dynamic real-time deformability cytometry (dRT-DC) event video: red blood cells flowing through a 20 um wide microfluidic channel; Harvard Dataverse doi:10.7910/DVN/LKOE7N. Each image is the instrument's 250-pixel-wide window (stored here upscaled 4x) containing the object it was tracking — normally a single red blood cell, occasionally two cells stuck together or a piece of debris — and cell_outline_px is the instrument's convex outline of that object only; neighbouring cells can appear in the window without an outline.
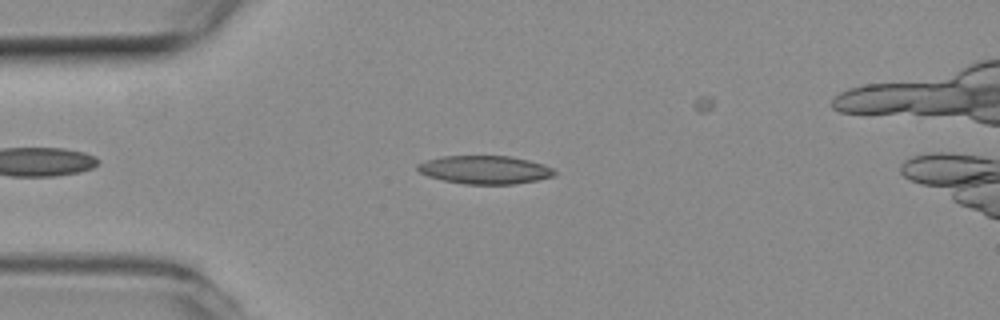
{"species": "common noctule bat (a hibernating species)", "species_latin": "Nyctalus noctula", "temperature_condition": "room temperature", "stored_images_in_passage": 37, "camera_frame_rate_fps": 3000, "um_per_image_px": 0.085, "animal": {"sex": "female", "body_mass_g": 19.3, "forearm_length_mm": 54.1}, "frame": {"image": 1, "passage_image": 8, "time_ms": 2.333, "image_size_px": [1000, 320], "cell_outline_px": [[556, 172], [552, 176], [536, 180], [512, 184], [464, 184], [444, 180], [428, 176], [420, 172], [416, 168], [416, 164], [424, 160], [444, 156], [508, 156], [528, 160], [544, 164], [552, 168]], "centroid_in_image_um": [41.17, 14.42], "position_along_channel_um": 43.8, "area_um2": 22.43}}
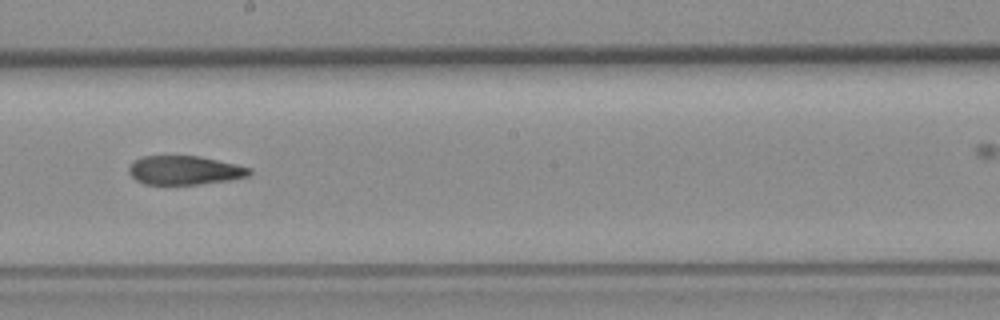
{"frame": {"image": 2, "passage_image": 24, "time_ms": 7.667, "image_size_px": [1000, 320], "cell_outline_px": [[252, 172], [248, 176], [228, 180], [200, 184], [144, 184], [136, 180], [128, 172], [128, 168], [132, 160], [140, 156], [200, 156], [252, 168]], "centroid_in_image_um": [15.65, 14.46], "position_along_channel_um": 232.5, "area_um2": 20.35}}
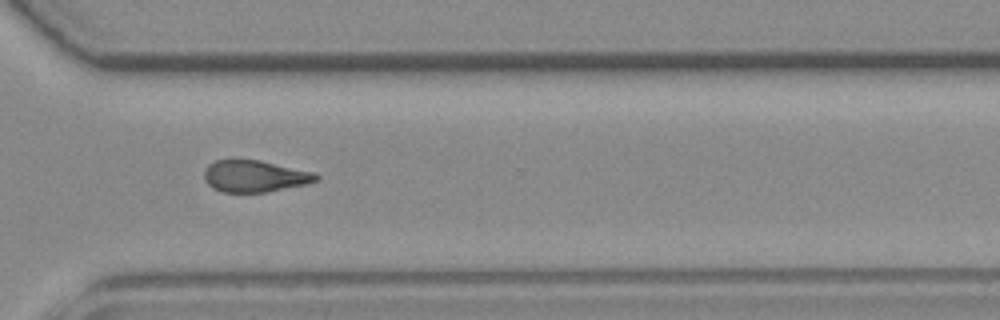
{"frame": {"image": 3, "passage_image": 33, "time_ms": 10.667, "image_size_px": [1000, 320], "cell_outline_px": [[320, 176], [316, 180], [308, 184], [268, 192], [224, 192], [212, 188], [204, 180], [204, 172], [208, 164], [216, 160], [260, 160], [316, 172]], "centroid_in_image_um": [21.68, 14.98], "position_along_channel_um": 348.9, "area_um2": 20.87}}